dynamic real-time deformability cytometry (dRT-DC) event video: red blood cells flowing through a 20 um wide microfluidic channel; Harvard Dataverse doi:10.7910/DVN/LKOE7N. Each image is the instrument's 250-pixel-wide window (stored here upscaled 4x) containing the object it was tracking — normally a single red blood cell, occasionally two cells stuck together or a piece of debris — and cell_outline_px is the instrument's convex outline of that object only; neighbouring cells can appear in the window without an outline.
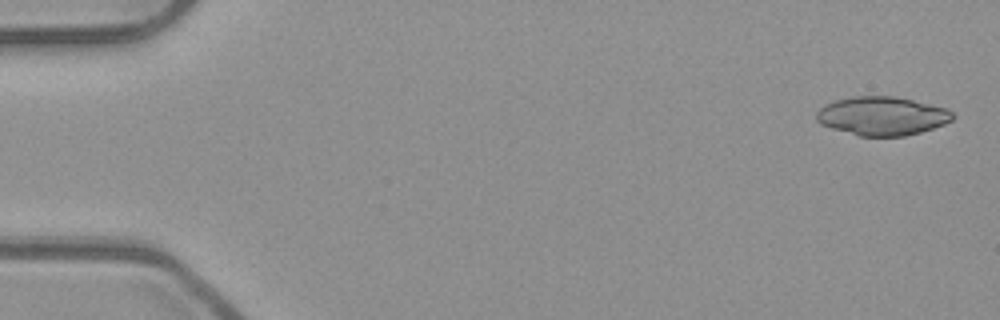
{"species": "common noctule bat (a hibernating species)", "species_latin": "Nyctalus noctula", "temperature_condition": "room temperature", "stored_images_in_passage": 20, "camera_frame_rate_fps": 3000, "um_per_image_px": 0.085, "animal": {"sex": "male", "body_mass_g": 23.1, "forearm_length_mm": 52.7}, "frame": {"image": 1, "passage_image": 2, "time_ms": 0.333, "image_size_px": [1000, 320], "cell_outline_px": [[956, 116], [952, 120], [944, 124], [920, 132], [904, 136], [860, 136], [832, 128], [820, 124], [816, 120], [816, 112], [824, 104], [836, 100], [852, 96], [896, 96], [944, 108], [952, 112]], "centroid_in_image_um": [74.95, 9.85], "position_along_channel_um": 10.1, "area_um2": 30.58}}